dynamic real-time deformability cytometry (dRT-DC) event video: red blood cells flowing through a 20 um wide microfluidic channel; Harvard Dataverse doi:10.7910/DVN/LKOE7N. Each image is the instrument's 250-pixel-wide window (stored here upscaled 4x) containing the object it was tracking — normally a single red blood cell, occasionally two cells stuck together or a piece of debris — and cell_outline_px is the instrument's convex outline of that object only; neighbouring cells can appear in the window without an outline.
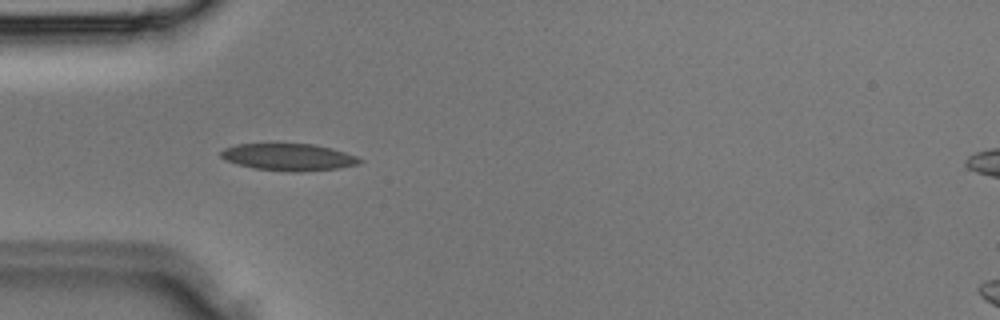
{"species": "Egyptian fruit bat (a non-hibernating species)", "species_latin": "Rousettus aegyptiacus", "temperature_condition": "room temperature", "stored_images_in_passage": 26, "camera_frame_rate_fps": 3000, "um_per_image_px": 0.085, "animal": {"sex": "male"}, "frame": {"image": 1, "passage_image": 3, "time_ms": 0.667, "image_size_px": [1000, 320], "cell_outline_px": [[364, 160], [360, 164], [340, 168], [296, 172], [292, 172], [256, 168], [240, 164], [228, 160], [220, 156], [220, 152], [224, 148], [236, 144], [312, 144], [332, 148], [356, 156]], "centroid_in_image_um": [24.59, 13.35], "position_along_channel_um": 60.4, "area_um2": 21.62}}
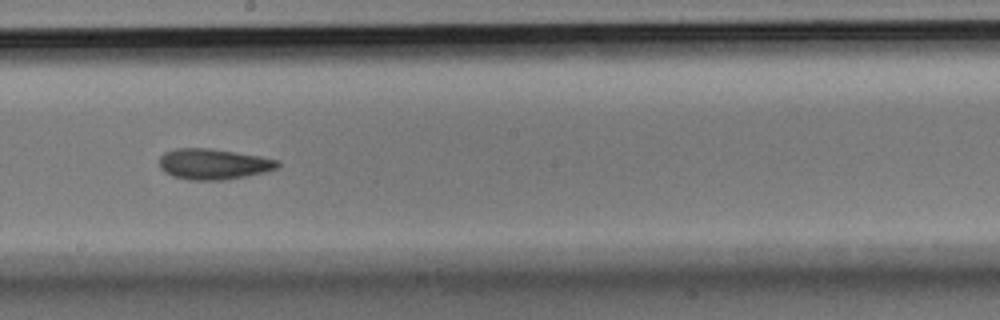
{"frame": {"image": 2, "passage_image": 12, "time_ms": 3.667, "image_size_px": [1000, 320], "cell_outline_px": [[280, 164], [276, 168], [264, 172], [224, 180], [188, 180], [172, 176], [164, 172], [160, 168], [160, 156], [164, 152], [176, 148], [212, 148], [260, 156], [280, 160]], "centroid_in_image_um": [18.12, 13.94], "position_along_channel_um": 230.1, "area_um2": 21.27}}
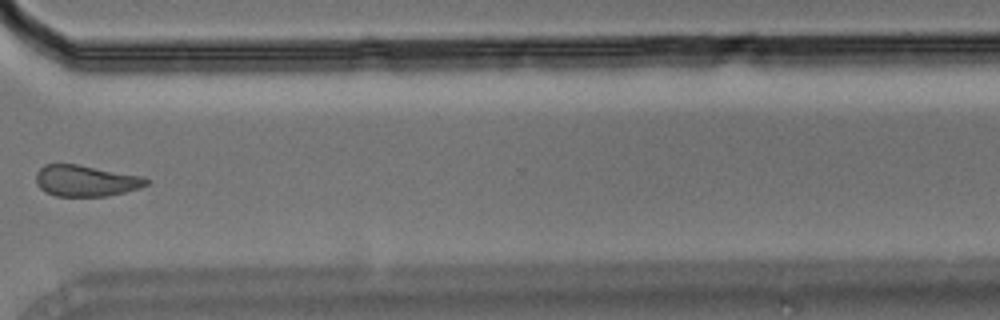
{"frame": {"image": 3, "passage_image": 19, "time_ms": 6.0, "image_size_px": [1000, 320], "cell_outline_px": [[148, 184], [140, 188], [108, 196], [56, 196], [44, 192], [36, 184], [36, 172], [44, 164], [76, 164], [144, 176], [148, 180]], "centroid_in_image_um": [7.28, 15.37], "position_along_channel_um": 363.3, "area_um2": 20.17}}